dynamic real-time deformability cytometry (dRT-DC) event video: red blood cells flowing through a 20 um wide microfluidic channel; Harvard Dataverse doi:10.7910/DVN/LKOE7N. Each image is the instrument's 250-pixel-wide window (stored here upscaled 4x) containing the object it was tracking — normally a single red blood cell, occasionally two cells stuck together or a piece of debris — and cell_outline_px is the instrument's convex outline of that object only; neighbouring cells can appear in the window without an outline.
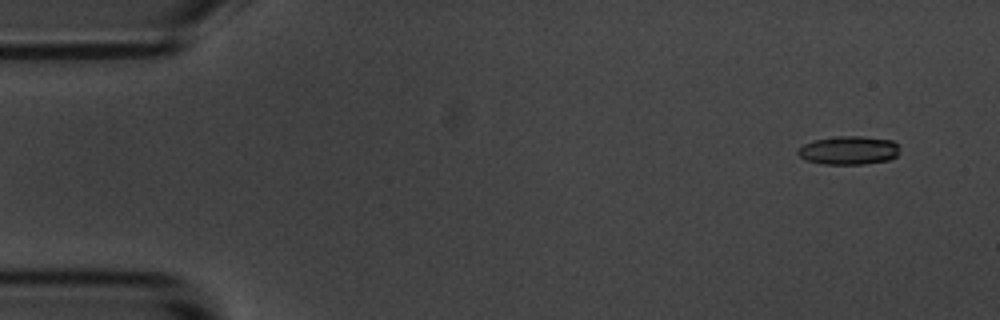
{"species": "common noctule bat (a hibernating species)", "species_latin": "Nyctalus noctula", "temperature_condition": "room temperature", "stored_images_in_passage": 4, "camera_frame_rate_fps": 3000, "um_per_image_px": 0.085, "animal": {"sex": "male", "body_mass_g": 20.1, "forearm_length_mm": 53.5}, "frame": {"image": 1, "passage_image": 1, "time_ms": 0.0, "image_size_px": [1000, 320], "cell_outline_px": [[900, 144], [896, 156], [888, 160], [864, 164], [824, 164], [808, 160], [800, 156], [796, 152], [796, 148], [812, 140], [836, 136], [864, 136], [892, 140]], "centroid_in_image_um": [72.14, 12.76], "position_along_channel_um": 12.9, "area_um2": 17.05}}
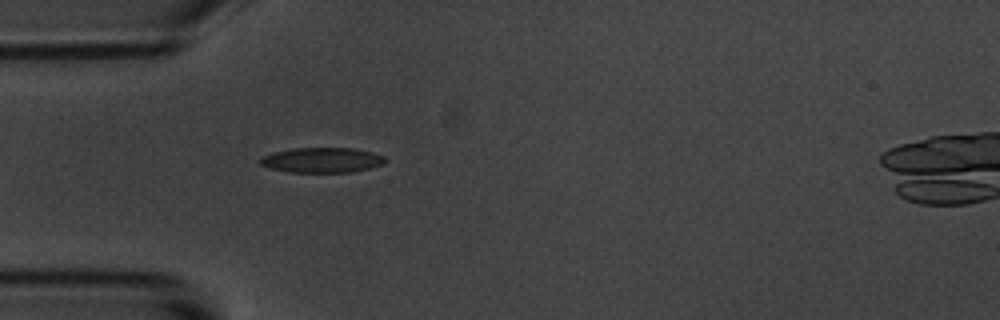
{"frame": {"image": 2, "passage_image": 4, "time_ms": 4.333, "image_size_px": [1000, 320], "cell_outline_px": [[384, 164], [352, 172], [288, 172], [272, 168], [260, 164], [260, 156], [272, 152], [292, 148], [356, 148], [372, 152], [384, 156]], "centroid_in_image_um": [27.34, 13.6], "position_along_channel_um": 57.7, "area_um2": 18.26}}